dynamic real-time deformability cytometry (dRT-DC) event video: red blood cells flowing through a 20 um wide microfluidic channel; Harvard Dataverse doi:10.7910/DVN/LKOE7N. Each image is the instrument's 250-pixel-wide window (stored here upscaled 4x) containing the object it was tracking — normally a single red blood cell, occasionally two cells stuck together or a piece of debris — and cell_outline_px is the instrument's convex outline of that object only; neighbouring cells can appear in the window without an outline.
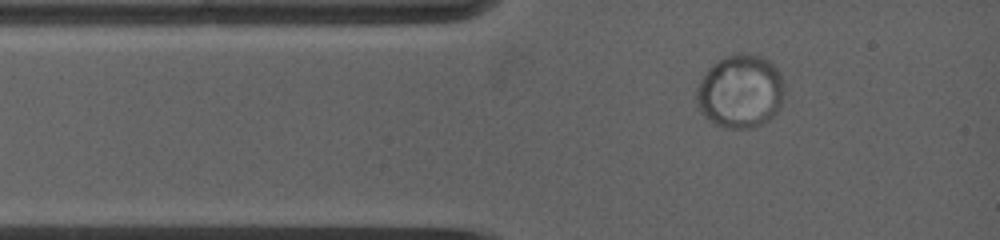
{"species": "common noctule bat (a hibernating species)", "species_latin": "Nyctalus noctula", "temperature_condition": "warm", "stored_images_in_passage": 5, "camera_frame_rate_fps": 5000, "um_per_image_px": 0.085, "animal": {"sex": "female", "body_mass_g": 19.0, "forearm_length_mm": 53.3}, "frame": {"image": 1, "passage_image": 2, "time_ms": 0.8, "image_size_px": [1000, 240], "cell_outline_px": [[784, 92], [780, 104], [776, 112], [768, 120], [760, 124], [748, 128], [724, 128], [716, 124], [704, 116], [700, 112], [696, 100], [696, 88], [700, 80], [708, 68], [724, 56], [736, 52], [740, 52], [760, 56], [768, 60], [780, 72], [784, 84]], "centroid_in_image_um": [62.91, 7.75], "position_along_channel_um": 22.1, "area_um2": 37.69}}
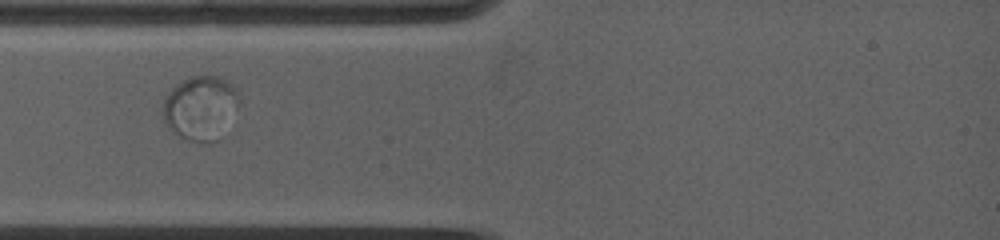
{"frame": {"image": 2, "passage_image": 4, "time_ms": 2.4, "image_size_px": [1000, 240], "cell_outline_px": [[236, 104], [216, 140], [188, 140], [180, 136], [164, 124], [160, 112], [164, 100], [168, 92], [176, 84], [188, 76], [220, 76], [228, 80], [236, 88]], "centroid_in_image_um": [16.92, 9.09], "position_along_channel_um": 68.1, "area_um2": 27.57}}
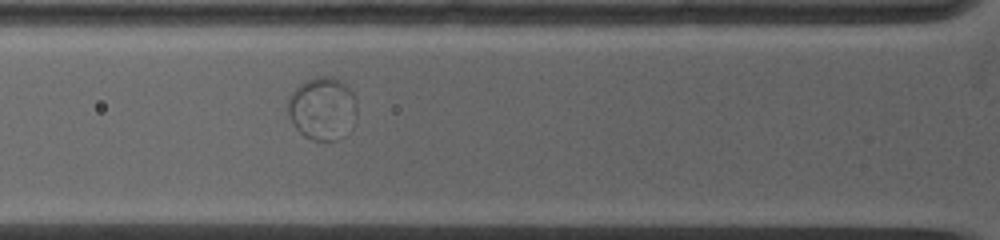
{"frame": {"image": 3, "passage_image": 5, "time_ms": 3.2, "image_size_px": [1000, 240], "cell_outline_px": [[356, 112], [336, 140], [312, 140], [304, 136], [292, 124], [288, 112], [288, 96], [296, 88], [308, 80], [320, 76], [332, 76], [340, 80], [352, 92], [356, 100]], "centroid_in_image_um": [27.34, 9.18], "position_along_channel_um": 98.5, "area_um2": 24.45}}